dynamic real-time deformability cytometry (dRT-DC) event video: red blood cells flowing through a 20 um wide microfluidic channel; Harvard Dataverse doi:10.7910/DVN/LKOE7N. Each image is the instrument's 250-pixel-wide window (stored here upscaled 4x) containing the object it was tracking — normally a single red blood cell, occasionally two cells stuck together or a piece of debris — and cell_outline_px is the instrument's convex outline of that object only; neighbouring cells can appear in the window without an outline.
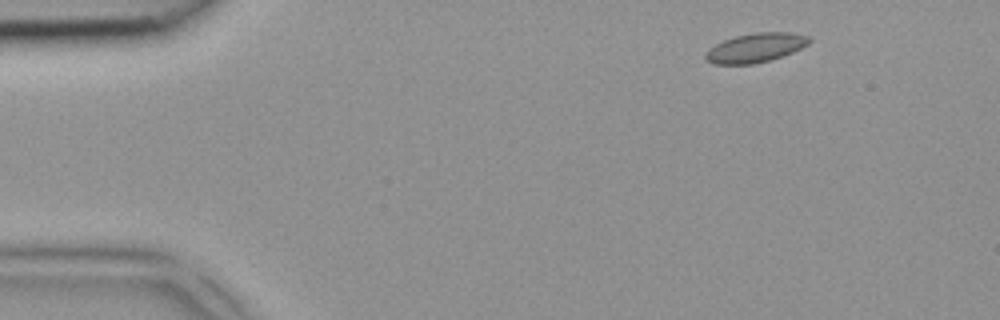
{"species": "common noctule bat (a hibernating species)", "species_latin": "Nyctalus noctula", "temperature_condition": "room temperature", "stored_images_in_passage": 4, "segment_of_instrument_passage": [1, 2], "camera_frame_rate_fps": 3000, "um_per_image_px": 0.085, "animal": {"sex": "female", "body_mass_g": 18.4}, "frame": {"image": 1, "passage_image": 1, "time_ms": 0.0, "image_size_px": [1000, 320], "cell_outline_px": [[812, 40], [808, 44], [792, 52], [768, 60], [752, 64], [712, 64], [704, 60], [704, 52], [708, 48], [724, 40], [736, 36], [756, 32], [792, 32], [808, 36]], "centroid_in_image_um": [64.17, 4.06], "position_along_channel_um": 20.8, "area_um2": 17.63}}